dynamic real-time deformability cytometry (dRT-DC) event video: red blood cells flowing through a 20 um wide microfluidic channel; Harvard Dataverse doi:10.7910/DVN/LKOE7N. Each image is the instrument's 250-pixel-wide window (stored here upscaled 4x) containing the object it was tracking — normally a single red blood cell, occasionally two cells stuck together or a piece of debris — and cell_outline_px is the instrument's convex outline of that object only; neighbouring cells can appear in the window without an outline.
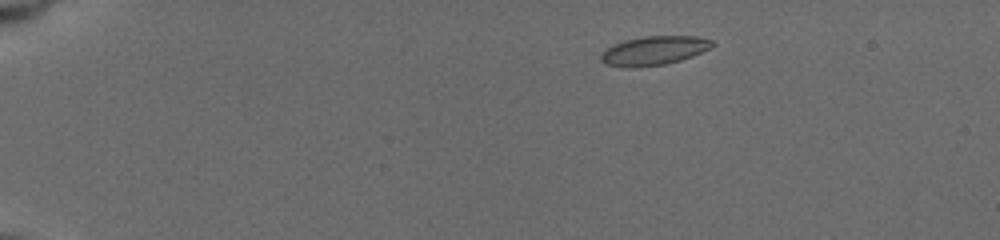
{"species": "common noctule bat (a hibernating species)", "species_latin": "Nyctalus noctula", "temperature_condition": "cold", "stored_images_in_passage": 8, "camera_frame_rate_fps": 3000, "um_per_image_px": 0.085, "animal": {"sex": "female", "body_mass_g": 19.5, "forearm_length_mm": 54.1}, "frame": {"image": 1, "passage_image": 2, "time_ms": 1.0, "image_size_px": [1000, 240], "cell_outline_px": [[716, 44], [712, 48], [692, 56], [680, 60], [664, 64], [636, 68], [624, 68], [608, 64], [600, 60], [600, 52], [612, 44], [624, 40], [644, 36], [696, 36], [712, 40]], "centroid_in_image_um": [55.57, 4.3], "position_along_channel_um": 29.4, "area_um2": 19.07}}
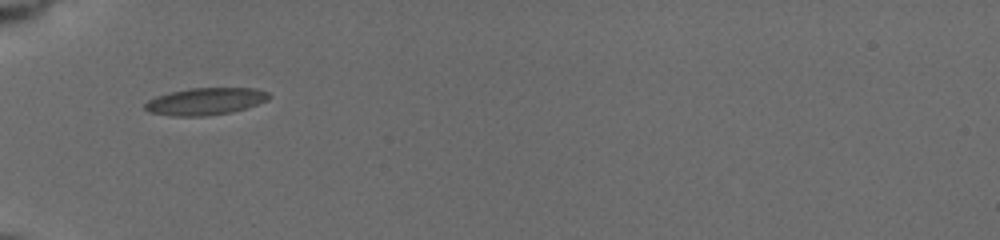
{"frame": {"image": 2, "passage_image": 6, "time_ms": 4.333, "image_size_px": [1000, 240], "cell_outline_px": [[272, 96], [268, 100], [232, 112], [204, 116], [172, 116], [148, 112], [144, 108], [144, 104], [148, 100], [156, 96], [168, 92], [188, 88], [256, 88], [268, 92]], "centroid_in_image_um": [17.43, 8.61], "position_along_channel_um": 67.6, "area_um2": 19.71}}
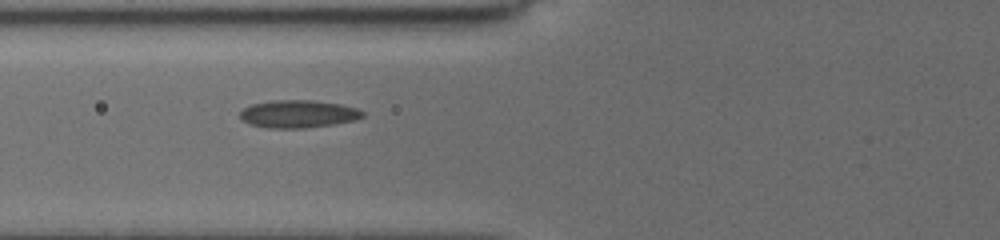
{"frame": {"image": 3, "passage_image": 7, "time_ms": 5.333, "image_size_px": [1000, 240], "cell_outline_px": [[364, 116], [356, 120], [332, 124], [304, 128], [272, 128], [252, 124], [240, 120], [240, 112], [244, 108], [252, 104], [272, 100], [312, 100], [340, 104], [356, 108], [364, 112]], "centroid_in_image_um": [25.35, 9.68], "position_along_channel_um": 100.5, "area_um2": 19.65}}